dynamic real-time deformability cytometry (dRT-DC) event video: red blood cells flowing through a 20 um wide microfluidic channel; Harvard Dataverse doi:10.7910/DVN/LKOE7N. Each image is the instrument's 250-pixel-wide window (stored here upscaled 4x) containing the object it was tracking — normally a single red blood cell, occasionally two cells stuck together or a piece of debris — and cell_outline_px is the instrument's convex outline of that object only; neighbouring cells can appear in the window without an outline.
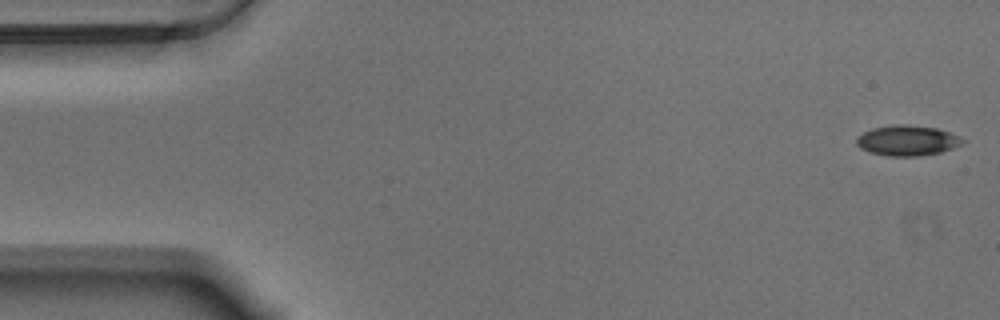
{"species": "Egyptian fruit bat (a non-hibernating species)", "species_latin": "Rousettus aegyptiacus", "temperature_condition": "warm", "stored_images_in_passage": 56, "camera_frame_rate_fps": 3000, "um_per_image_px": 0.085, "animal": {"sex": "male"}, "frame": {"image": 1, "passage_image": 1, "time_ms": 0.0, "image_size_px": [1000, 320], "cell_outline_px": [[968, 140], [964, 144], [940, 152], [920, 156], [888, 156], [868, 152], [860, 148], [856, 144], [856, 136], [872, 128], [892, 124], [908, 124], [936, 128], [948, 132]], "centroid_in_image_um": [77.11, 11.94], "position_along_channel_um": 7.9, "area_um2": 19.02}}
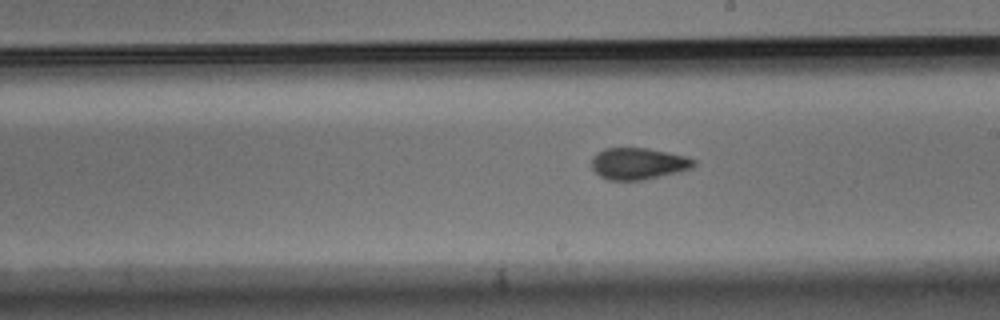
{"frame": {"image": 2, "passage_image": 31, "time_ms": 10.0, "image_size_px": [1000, 320], "cell_outline_px": [[696, 164], [692, 168], [680, 172], [640, 180], [608, 180], [600, 176], [592, 168], [592, 156], [596, 152], [604, 148], [648, 148], [688, 156], [696, 160]], "centroid_in_image_um": [54.27, 13.9], "position_along_channel_um": 234.7, "area_um2": 19.02}}
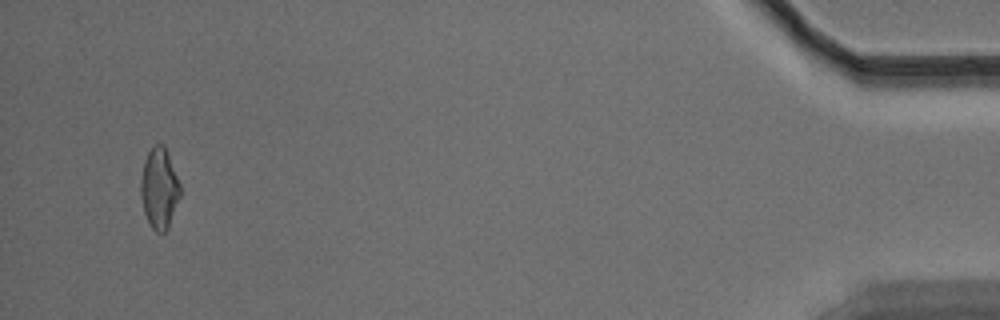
{"frame": {"image": 3, "passage_image": 54, "time_ms": 17.667, "image_size_px": [1000, 320], "cell_outline_px": [[180, 196], [168, 228], [164, 232], [156, 232], [148, 224], [144, 212], [140, 192], [140, 180], [144, 160], [152, 144], [164, 144], [168, 152], [180, 184]], "centroid_in_image_um": [13.53, 15.99], "position_along_channel_um": 421.7, "area_um2": 18.73}, "authors_computed_cell_mechanics": {"area_um2": 18.9006, "velocity_mm_per_s": 3.5266, "shape_relaxation_time_tau1_ms": 4.6057, "shape_relaxation_time_tau2_ms": 1.611, "deformation_change_tau1": 0.1021, "deformation_change_tau2": 0.0699}}